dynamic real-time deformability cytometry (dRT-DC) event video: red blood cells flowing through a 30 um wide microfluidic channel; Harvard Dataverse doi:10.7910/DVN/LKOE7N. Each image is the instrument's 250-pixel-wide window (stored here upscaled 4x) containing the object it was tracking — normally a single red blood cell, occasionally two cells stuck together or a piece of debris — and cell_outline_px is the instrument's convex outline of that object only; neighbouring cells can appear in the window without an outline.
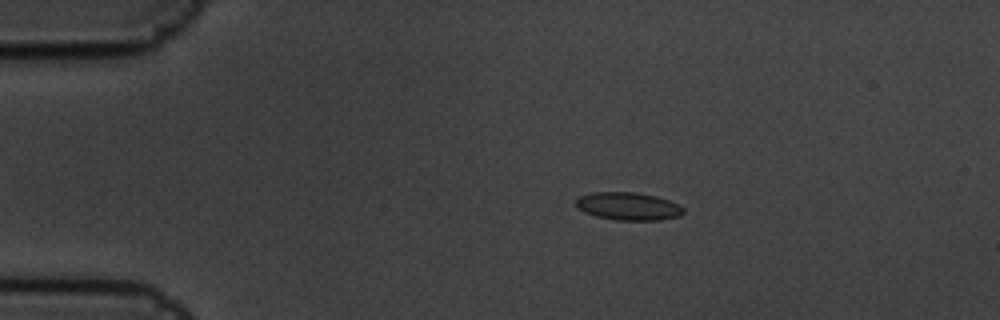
{"species": "common noctule bat (a hibernating species)", "species_latin": "Nyctalus noctula", "temperature_condition": "cold", "stored_images_in_passage": 6, "camera_frame_rate_fps": 3000, "um_per_image_px": 0.085, "animal": {"sex": "male", "body_mass_g": 19.5, "forearm_length_mm": 54.6}, "frame": {"image": 1, "passage_image": 4, "time_ms": 1.0, "image_size_px": [1000, 320], "cell_outline_px": [[684, 212], [680, 216], [660, 220], [616, 220], [596, 216], [584, 212], [576, 208], [576, 196], [592, 192], [636, 192], [656, 196], [680, 204], [684, 208]], "centroid_in_image_um": [53.38, 17.52], "position_along_channel_um": 31.6, "area_um2": 17.69}}
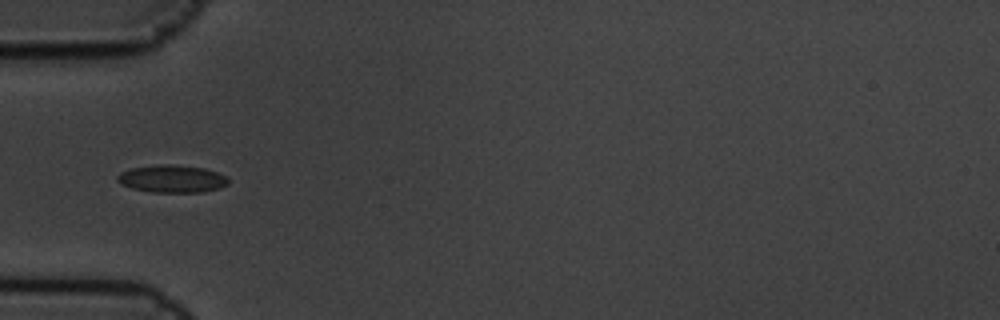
{"frame": {"image": 2, "passage_image": 6, "time_ms": 1.667, "image_size_px": [1000, 320], "cell_outline_px": [[228, 184], [220, 188], [204, 192], [152, 192], [132, 188], [120, 184], [116, 180], [116, 176], [120, 172], [132, 168], [156, 164], [176, 164], [204, 168], [216, 172], [224, 176], [228, 180]], "centroid_in_image_um": [14.59, 15.19], "position_along_channel_um": 70.4, "area_um2": 17.92}}